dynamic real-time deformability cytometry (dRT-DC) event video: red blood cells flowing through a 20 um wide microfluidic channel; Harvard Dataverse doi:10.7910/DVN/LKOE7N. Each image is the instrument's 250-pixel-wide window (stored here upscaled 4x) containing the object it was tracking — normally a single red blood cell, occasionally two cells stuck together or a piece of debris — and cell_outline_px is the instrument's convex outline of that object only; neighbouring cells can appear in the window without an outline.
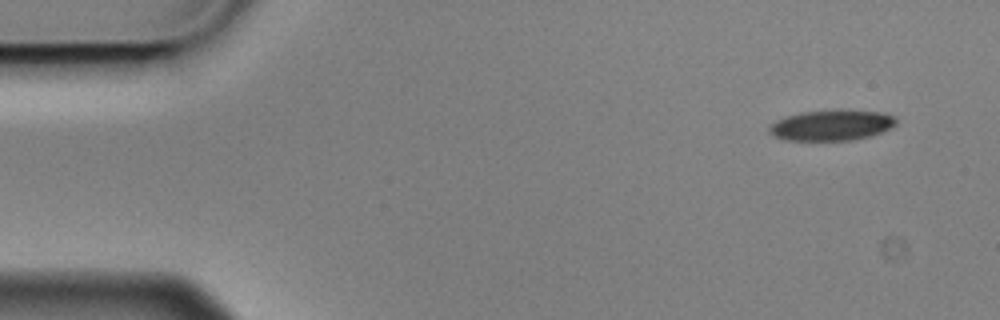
{"species": "Egyptian fruit bat (a non-hibernating species)", "species_latin": "Rousettus aegyptiacus", "temperature_condition": "cold", "stored_images_in_passage": 4, "camera_frame_rate_fps": 3000, "um_per_image_px": 0.085, "animal": {"sex": "male"}, "frame": {"image": 1, "passage_image": 1, "time_ms": 0.0, "image_size_px": [1000, 320], "cell_outline_px": [[896, 124], [872, 136], [852, 140], [784, 140], [768, 132], [768, 128], [776, 120], [788, 116], [804, 112], [840, 108], [884, 112], [896, 116]], "centroid_in_image_um": [70.73, 10.62], "position_along_channel_um": 14.3, "area_um2": 22.95}}
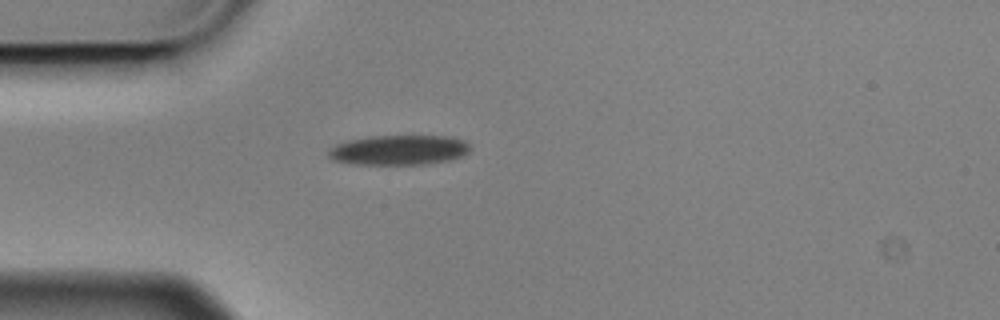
{"frame": {"image": 2, "passage_image": 3, "time_ms": 0.667, "image_size_px": [1000, 320], "cell_outline_px": [[468, 152], [460, 156], [448, 160], [428, 164], [352, 164], [332, 160], [328, 156], [328, 152], [336, 144], [348, 140], [372, 136], [452, 136], [464, 140], [468, 144]], "centroid_in_image_um": [33.89, 12.75], "position_along_channel_um": 51.1, "area_um2": 24.57}}